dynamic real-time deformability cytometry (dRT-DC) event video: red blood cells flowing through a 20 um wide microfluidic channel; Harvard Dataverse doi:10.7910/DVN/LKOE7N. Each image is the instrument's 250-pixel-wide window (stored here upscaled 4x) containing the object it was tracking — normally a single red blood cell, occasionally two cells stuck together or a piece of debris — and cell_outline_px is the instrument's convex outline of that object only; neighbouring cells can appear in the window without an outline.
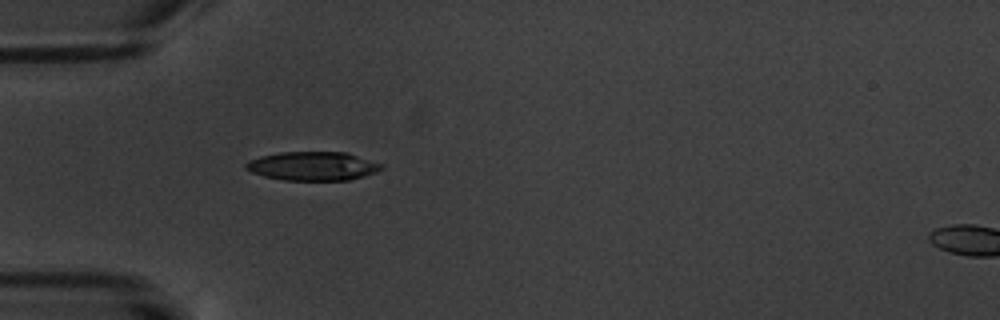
{"species": "common noctule bat (a hibernating species)", "species_latin": "Nyctalus noctula", "temperature_condition": "warm", "stored_images_in_passage": 5, "camera_frame_rate_fps": 3000, "um_per_image_px": 0.085, "animal": {"sex": "male", "body_mass_g": 20.1, "forearm_length_mm": 53.5}, "frame": {"image": 1, "passage_image": 4, "time_ms": 3.333, "image_size_px": [1000, 320], "cell_outline_px": [[384, 168], [376, 172], [364, 176], [348, 180], [284, 180], [264, 176], [252, 172], [244, 168], [244, 164], [248, 160], [260, 156], [280, 152], [348, 152], [384, 164]], "centroid_in_image_um": [26.6, 14.11], "position_along_channel_um": 58.4, "area_um2": 22.95}}